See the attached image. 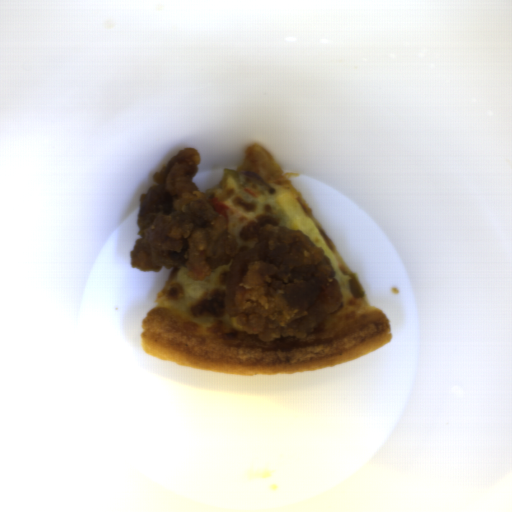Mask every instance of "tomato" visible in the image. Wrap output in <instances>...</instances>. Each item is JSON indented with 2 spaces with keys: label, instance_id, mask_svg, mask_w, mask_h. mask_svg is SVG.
Instances as JSON below:
<instances>
[{
  "label": "tomato",
  "instance_id": "1",
  "mask_svg": "<svg viewBox=\"0 0 512 512\" xmlns=\"http://www.w3.org/2000/svg\"><path fill=\"white\" fill-rule=\"evenodd\" d=\"M209 203L217 214H221L224 219L228 217V206L225 203L215 197L209 200Z\"/></svg>",
  "mask_w": 512,
  "mask_h": 512
}]
</instances>
